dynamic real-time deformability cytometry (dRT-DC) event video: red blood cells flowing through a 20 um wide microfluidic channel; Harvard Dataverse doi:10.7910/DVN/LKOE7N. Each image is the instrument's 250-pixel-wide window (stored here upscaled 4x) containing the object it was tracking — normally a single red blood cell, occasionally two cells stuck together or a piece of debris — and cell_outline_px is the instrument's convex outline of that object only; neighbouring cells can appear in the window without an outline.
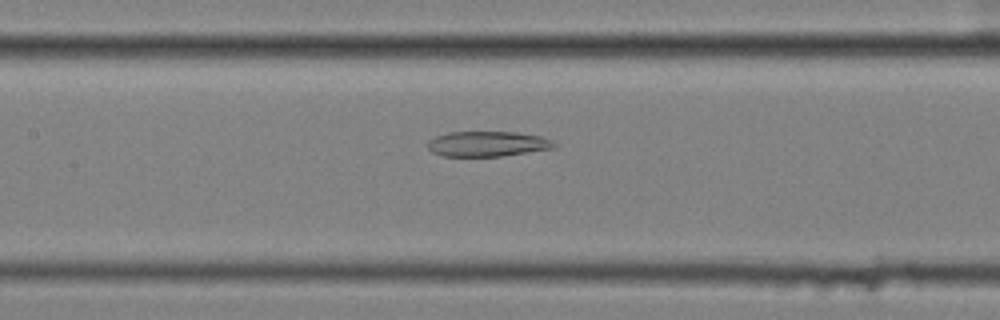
{"species": "common noctule bat (a hibernating species)", "species_latin": "Nyctalus noctula", "temperature_condition": "cold", "stored_images_in_passage": 39, "camera_frame_rate_fps": 3000, "um_per_image_px": 0.085, "animal": {"sex": "female", "body_mass_g": 25.1}, "frame": {"image": 1, "passage_image": 9, "time_ms": 2.667, "image_size_px": [1000, 320], "cell_outline_px": [[556, 144], [552, 148], [500, 156], [444, 156], [432, 152], [428, 148], [428, 140], [436, 136], [448, 132], [516, 132], [540, 136], [552, 140]], "centroid_in_image_um": [41.4, 12.22], "position_along_channel_um": 166.0, "area_um2": 18.38}}
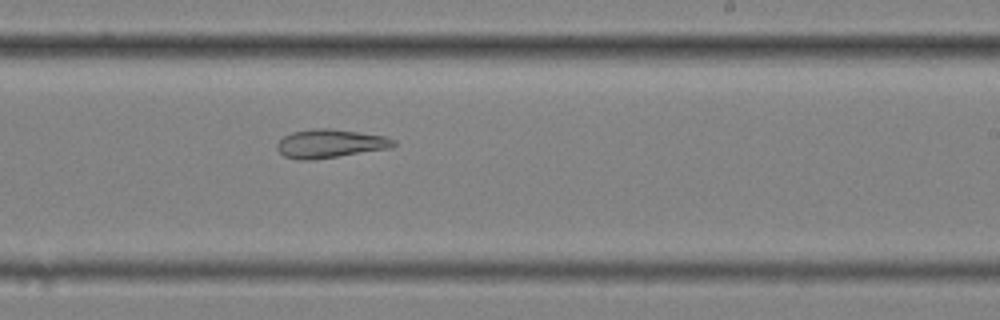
{"frame": {"image": 2, "passage_image": 17, "time_ms": 5.333, "image_size_px": [1000, 320], "cell_outline_px": [[396, 144], [392, 148], [312, 160], [300, 160], [284, 156], [276, 148], [276, 144], [284, 136], [292, 132], [312, 128], [328, 128], [384, 136], [396, 140]], "centroid_in_image_um": [28.05, 12.21], "position_along_channel_um": 260.9, "area_um2": 19.36}}
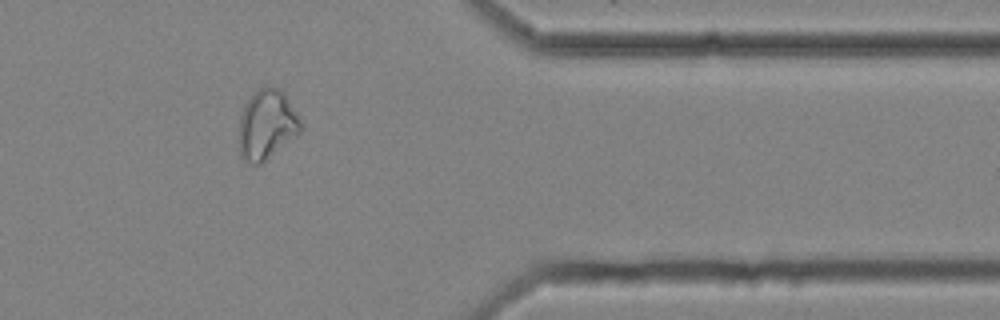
{"frame": {"image": 3, "passage_image": 29, "time_ms": 9.333, "image_size_px": [1000, 320], "cell_outline_px": [[304, 128], [296, 136], [260, 164], [252, 164], [240, 156], [240, 116], [244, 104], [264, 84], [268, 84], [280, 88], [284, 92], [300, 116]], "centroid_in_image_um": [22.72, 10.55], "position_along_channel_um": 388.7, "area_um2": 25.2}}